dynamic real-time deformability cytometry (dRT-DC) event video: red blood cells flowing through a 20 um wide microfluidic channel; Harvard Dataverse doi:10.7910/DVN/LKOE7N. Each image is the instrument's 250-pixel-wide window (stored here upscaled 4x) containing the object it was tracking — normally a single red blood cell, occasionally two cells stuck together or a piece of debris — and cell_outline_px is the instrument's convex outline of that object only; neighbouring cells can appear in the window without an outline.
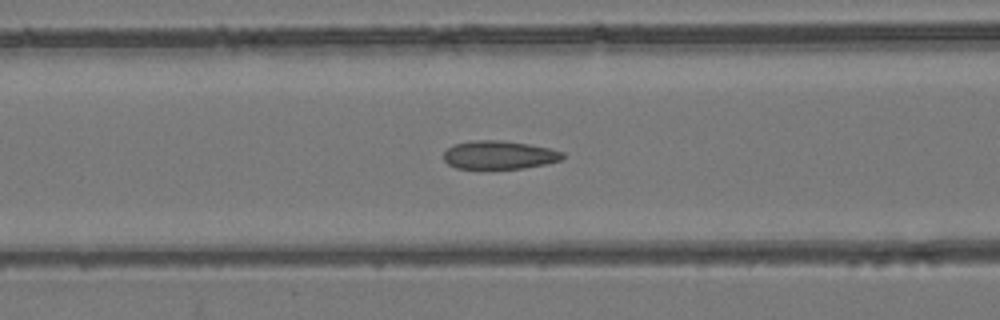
{"species": "common noctule bat (a hibernating species)", "species_latin": "Nyctalus noctula", "temperature_condition": "room temperature", "stored_images_in_passage": 57, "camera_frame_rate_fps": 3000, "um_per_image_px": 0.085, "animal": {"sex": "female", "body_mass_g": 24.6, "forearm_length_mm": 56.2}, "frame": {"image": 1, "passage_image": 24, "time_ms": 7.667, "image_size_px": [1000, 320], "cell_outline_px": [[564, 156], [560, 160], [544, 164], [524, 168], [456, 168], [448, 164], [444, 160], [444, 152], [452, 144], [472, 140], [504, 140], [528, 144], [548, 148], [564, 152]], "centroid_in_image_um": [42.4, 13.16], "position_along_channel_um": 124.2, "area_um2": 19.59}}
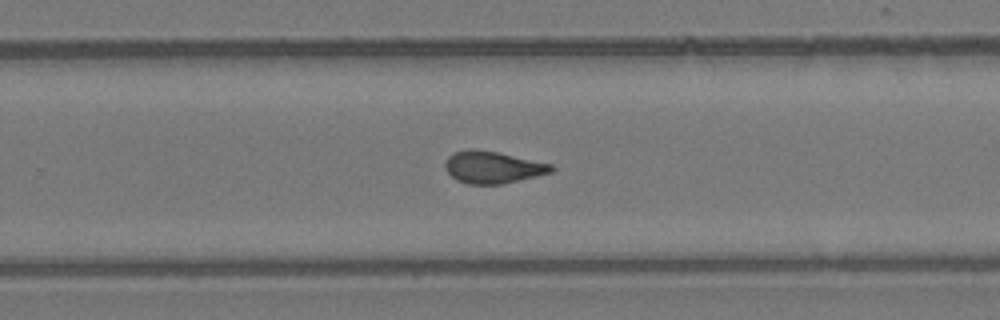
{"frame": {"image": 2, "passage_image": 37, "time_ms": 12.0, "image_size_px": [1000, 320], "cell_outline_px": [[556, 168], [552, 172], [504, 184], [468, 184], [456, 180], [444, 168], [444, 164], [448, 156], [452, 152], [468, 148], [476, 148], [496, 152], [552, 164]], "centroid_in_image_um": [41.85, 14.21], "position_along_channel_um": 287.9, "area_um2": 20.0}}
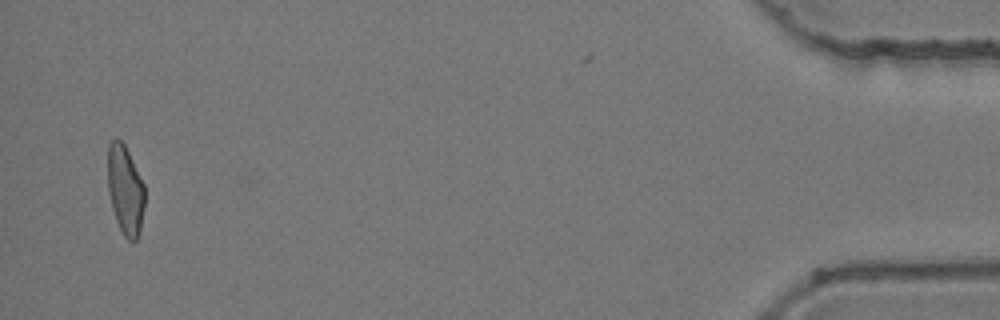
{"frame": {"image": 3, "passage_image": 55, "time_ms": 18.0, "image_size_px": [1000, 320], "cell_outline_px": [[144, 204], [140, 232], [136, 240], [128, 240], [124, 236], [116, 220], [112, 208], [108, 192], [108, 144], [116, 136], [124, 144], [144, 184]], "centroid_in_image_um": [10.64, 16.14], "position_along_channel_um": 424.6, "area_um2": 19.13}, "authors_computed_cell_mechanics": {"area_um2": 20.0566, "velocity_mm_per_s": 3.7782, "shape_relaxation_time_tau1_ms": null, "shape_relaxation_time_tau2_ms": 1.7968, "deformation_change_tau1": null, "deformation_change_tau2": 0.0981}}